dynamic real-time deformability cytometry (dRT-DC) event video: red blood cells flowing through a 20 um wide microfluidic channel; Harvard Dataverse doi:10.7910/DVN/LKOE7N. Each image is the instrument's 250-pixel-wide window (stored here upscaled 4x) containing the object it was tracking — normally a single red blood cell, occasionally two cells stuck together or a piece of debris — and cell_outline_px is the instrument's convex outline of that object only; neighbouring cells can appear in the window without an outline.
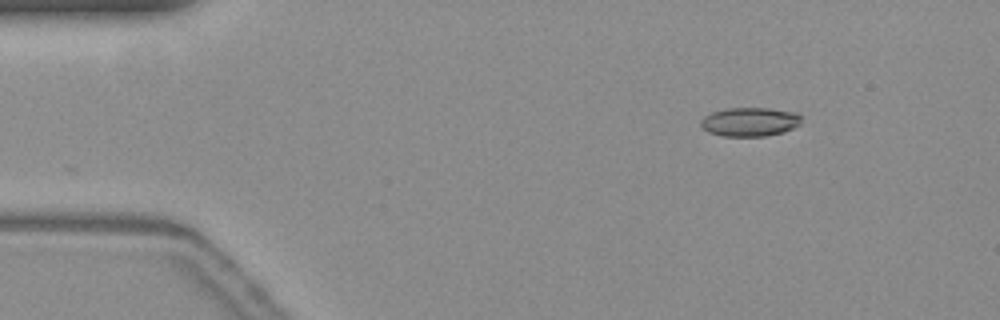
{"species": "common noctule bat (a hibernating species)", "species_latin": "Nyctalus noctula", "temperature_condition": "warm", "stored_images_in_passage": 11, "camera_frame_rate_fps": 3000, "um_per_image_px": 0.085, "animal": {"sex": "female", "body_mass_g": 19.3, "forearm_length_mm": 54.1}, "frame": {"image": 1, "passage_image": 1, "time_ms": 0.0, "image_size_px": [1000, 320], "cell_outline_px": [[800, 124], [784, 132], [764, 136], [724, 136], [708, 132], [700, 124], [700, 120], [704, 116], [712, 112], [728, 108], [768, 108], [796, 112], [800, 116]], "centroid_in_image_um": [63.73, 10.35], "position_along_channel_um": 21.3, "area_um2": 16.88}}
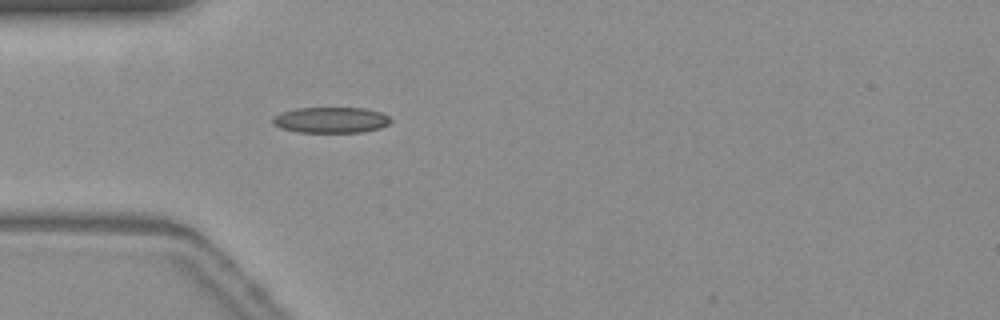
{"frame": {"image": 2, "passage_image": 10, "time_ms": 3.0, "image_size_px": [1000, 320], "cell_outline_px": [[392, 120], [388, 124], [380, 128], [360, 132], [296, 132], [280, 128], [272, 124], [272, 116], [280, 112], [296, 108], [364, 108], [380, 112], [388, 116]], "centroid_in_image_um": [28.07, 10.2], "position_along_channel_um": 56.9, "area_um2": 17.86}}